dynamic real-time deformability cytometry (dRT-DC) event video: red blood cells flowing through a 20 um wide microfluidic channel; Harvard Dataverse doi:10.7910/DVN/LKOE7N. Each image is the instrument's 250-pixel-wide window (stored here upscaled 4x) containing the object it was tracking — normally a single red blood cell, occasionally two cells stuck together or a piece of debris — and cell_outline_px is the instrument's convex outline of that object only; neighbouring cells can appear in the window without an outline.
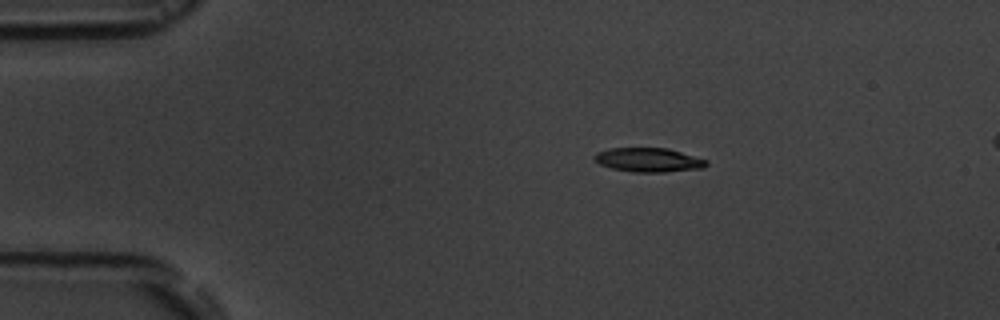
{"species": "common noctule bat (a hibernating species)", "species_latin": "Nyctalus noctula", "temperature_condition": "room temperature", "stored_images_in_passage": 5, "camera_frame_rate_fps": 3000, "um_per_image_px": 0.085, "animal": {"sex": "male", "body_mass_g": 19.5, "forearm_length_mm": 54.6}, "frame": {"image": 1, "passage_image": 3, "time_ms": 2.333, "image_size_px": [1000, 320], "cell_outline_px": [[708, 164], [704, 168], [664, 172], [632, 172], [612, 168], [600, 164], [592, 156], [596, 152], [608, 148], [668, 148], [708, 160]], "centroid_in_image_um": [55.13, 13.59], "position_along_channel_um": 29.9, "area_um2": 15.78}}